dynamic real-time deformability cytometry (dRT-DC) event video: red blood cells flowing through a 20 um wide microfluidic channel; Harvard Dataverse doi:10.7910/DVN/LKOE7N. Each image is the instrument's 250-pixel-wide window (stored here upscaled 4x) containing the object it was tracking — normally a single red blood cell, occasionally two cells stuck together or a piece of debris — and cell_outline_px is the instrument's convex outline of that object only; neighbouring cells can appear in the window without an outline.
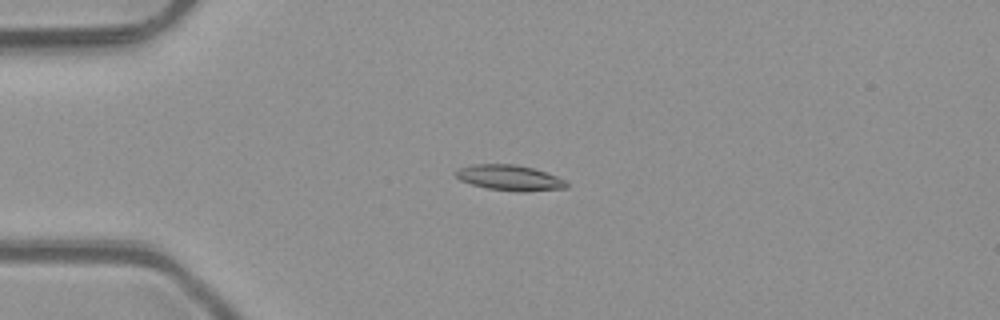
{"species": "common noctule bat (a hibernating species)", "species_latin": "Nyctalus noctula", "temperature_condition": "room temperature", "stored_images_in_passage": 51, "camera_frame_rate_fps": 3000, "um_per_image_px": 0.085, "animal": {"sex": "male", "body_mass_g": 23.1, "forearm_length_mm": 52.7}, "frame": {"image": 1, "passage_image": 13, "time_ms": 4.0, "image_size_px": [1000, 320], "cell_outline_px": [[568, 188], [524, 192], [520, 192], [488, 188], [472, 184], [460, 180], [452, 172], [460, 168], [472, 164], [516, 164], [532, 168], [556, 176], [564, 180], [568, 184]], "centroid_in_image_um": [43.3, 15.11], "position_along_channel_um": 41.7, "area_um2": 16.42}}
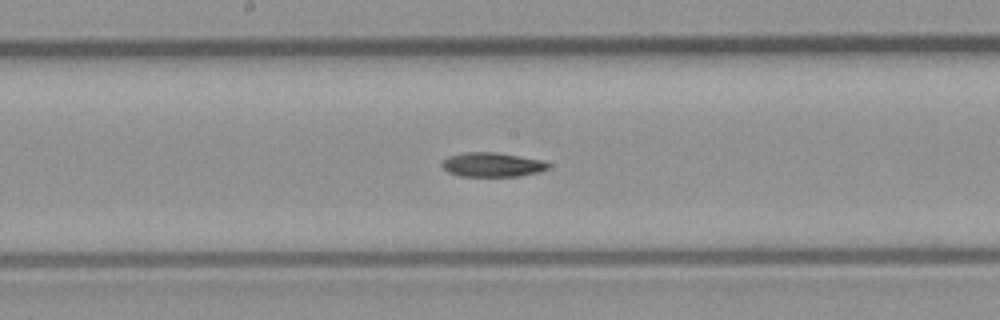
{"frame": {"image": 2, "passage_image": 27, "time_ms": 8.667, "image_size_px": [1000, 320], "cell_outline_px": [[552, 164], [548, 168], [540, 172], [520, 176], [460, 176], [448, 172], [440, 164], [448, 156], [464, 152], [496, 152], [544, 160]], "centroid_in_image_um": [41.87, 13.99], "position_along_channel_um": 206.3, "area_um2": 15.2}}
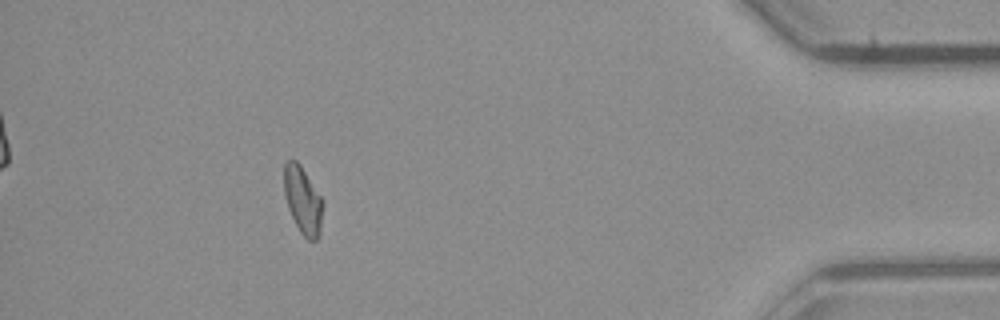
{"frame": {"image": 3, "passage_image": 46, "time_ms": 15.0, "image_size_px": [1000, 320], "cell_outline_px": [[324, 204], [320, 236], [316, 240], [308, 240], [300, 232], [288, 208], [284, 192], [284, 164], [288, 160], [296, 160], [300, 164], [324, 200]], "centroid_in_image_um": [25.77, 17.03], "position_along_channel_um": 409.4, "area_um2": 15.43}, "authors_computed_cell_mechanics": {"area_um2": 15.5482, "velocity_mm_per_s": 4.1008, "shape_relaxation_time_tau1_ms": 5.0247, "shape_relaxation_time_tau2_ms": null, "deformation_change_tau1": 0.1541, "deformation_change_tau2": null}}